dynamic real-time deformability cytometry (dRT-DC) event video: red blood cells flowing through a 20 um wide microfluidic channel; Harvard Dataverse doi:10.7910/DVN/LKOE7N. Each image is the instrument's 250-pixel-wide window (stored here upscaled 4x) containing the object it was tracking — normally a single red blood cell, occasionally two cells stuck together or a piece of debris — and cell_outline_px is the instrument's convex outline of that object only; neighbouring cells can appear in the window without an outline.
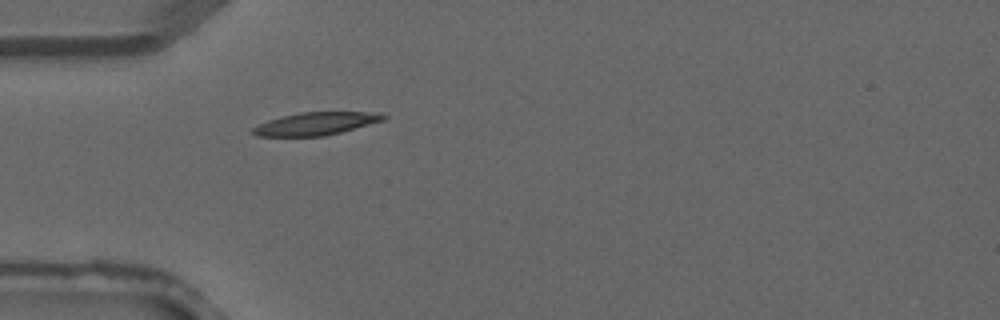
{"species": "common noctule bat (a hibernating species)", "species_latin": "Nyctalus noctula", "temperature_condition": "warm", "stored_images_in_passage": 1, "camera_frame_rate_fps": 3000, "um_per_image_px": 0.085, "animal": {"sex": "male", "forearm_length_mm": 52.5}, "frame": {"image": 1, "passage_image": 1, "time_ms": 0.0, "image_size_px": [1000, 320], "cell_outline_px": [[388, 116], [384, 120], [340, 132], [324, 136], [256, 136], [252, 132], [252, 128], [268, 120], [300, 112], [380, 112]], "centroid_in_image_um": [26.87, 10.5], "position_along_channel_um": 58.1, "area_um2": 17.17}}